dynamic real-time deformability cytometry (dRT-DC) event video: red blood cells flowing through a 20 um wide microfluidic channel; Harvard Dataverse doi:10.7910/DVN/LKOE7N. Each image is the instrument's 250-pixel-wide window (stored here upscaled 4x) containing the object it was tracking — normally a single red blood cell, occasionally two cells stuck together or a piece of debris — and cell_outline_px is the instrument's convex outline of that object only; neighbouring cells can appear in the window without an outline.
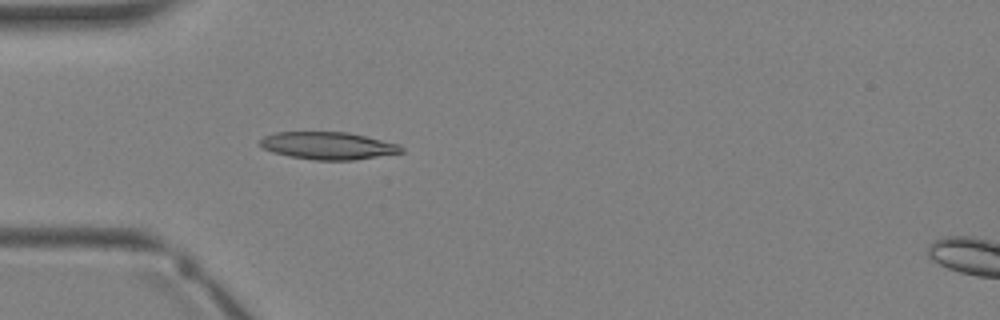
{"species": "Egyptian fruit bat (a non-hibernating species)", "species_latin": "Rousettus aegyptiacus", "temperature_condition": "warm", "stored_images_in_passage": 2, "camera_frame_rate_fps": 3000, "um_per_image_px": 0.085, "animal": {"sex": "female"}, "frame": {"image": 1, "passage_image": 1, "time_ms": 0.0, "image_size_px": [1000, 320], "cell_outline_px": [[404, 152], [352, 160], [312, 160], [288, 156], [272, 152], [264, 148], [260, 144], [260, 140], [264, 136], [276, 132], [348, 132], [400, 144], [404, 148]], "centroid_in_image_um": [27.89, 12.38], "position_along_channel_um": 57.1, "area_um2": 22.6}}